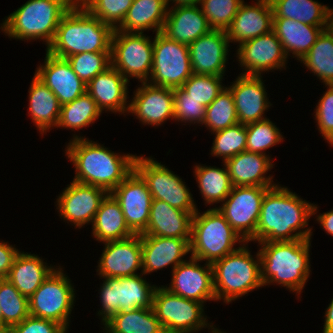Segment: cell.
<instances>
[{
    "label": "cell",
    "instance_id": "6da1fadb",
    "mask_svg": "<svg viewBox=\"0 0 333 333\" xmlns=\"http://www.w3.org/2000/svg\"><path fill=\"white\" fill-rule=\"evenodd\" d=\"M311 216L313 203L277 184L265 192L255 237L251 242L311 239Z\"/></svg>",
    "mask_w": 333,
    "mask_h": 333
},
{
    "label": "cell",
    "instance_id": "7a4b0ae2",
    "mask_svg": "<svg viewBox=\"0 0 333 333\" xmlns=\"http://www.w3.org/2000/svg\"><path fill=\"white\" fill-rule=\"evenodd\" d=\"M65 156L75 167L73 181L111 193L133 170L135 154L116 153L97 141L73 134Z\"/></svg>",
    "mask_w": 333,
    "mask_h": 333
},
{
    "label": "cell",
    "instance_id": "3957f363",
    "mask_svg": "<svg viewBox=\"0 0 333 333\" xmlns=\"http://www.w3.org/2000/svg\"><path fill=\"white\" fill-rule=\"evenodd\" d=\"M258 246L264 286L277 284L301 299L300 294L312 272L309 254L311 239L259 242Z\"/></svg>",
    "mask_w": 333,
    "mask_h": 333
},
{
    "label": "cell",
    "instance_id": "277c9868",
    "mask_svg": "<svg viewBox=\"0 0 333 333\" xmlns=\"http://www.w3.org/2000/svg\"><path fill=\"white\" fill-rule=\"evenodd\" d=\"M113 31L110 25L76 1L62 16L55 36L45 50L64 59L83 52H111Z\"/></svg>",
    "mask_w": 333,
    "mask_h": 333
},
{
    "label": "cell",
    "instance_id": "5b68a950",
    "mask_svg": "<svg viewBox=\"0 0 333 333\" xmlns=\"http://www.w3.org/2000/svg\"><path fill=\"white\" fill-rule=\"evenodd\" d=\"M77 0H28L5 17L1 31L10 40L52 42L62 16Z\"/></svg>",
    "mask_w": 333,
    "mask_h": 333
},
{
    "label": "cell",
    "instance_id": "8992f818",
    "mask_svg": "<svg viewBox=\"0 0 333 333\" xmlns=\"http://www.w3.org/2000/svg\"><path fill=\"white\" fill-rule=\"evenodd\" d=\"M249 249L246 242L235 252L211 264L216 301L229 304L264 287L259 251L253 256Z\"/></svg>",
    "mask_w": 333,
    "mask_h": 333
},
{
    "label": "cell",
    "instance_id": "52a82bcc",
    "mask_svg": "<svg viewBox=\"0 0 333 333\" xmlns=\"http://www.w3.org/2000/svg\"><path fill=\"white\" fill-rule=\"evenodd\" d=\"M197 210L191 224L190 256L213 263L246 243L231 227L217 206ZM238 247L236 248V245ZM235 246V247H234Z\"/></svg>",
    "mask_w": 333,
    "mask_h": 333
},
{
    "label": "cell",
    "instance_id": "ba28073f",
    "mask_svg": "<svg viewBox=\"0 0 333 333\" xmlns=\"http://www.w3.org/2000/svg\"><path fill=\"white\" fill-rule=\"evenodd\" d=\"M204 306L171 293L163 285L157 286L153 293L152 308L165 333H198L203 328L211 329L210 333H225L208 322Z\"/></svg>",
    "mask_w": 333,
    "mask_h": 333
},
{
    "label": "cell",
    "instance_id": "9c48e42d",
    "mask_svg": "<svg viewBox=\"0 0 333 333\" xmlns=\"http://www.w3.org/2000/svg\"><path fill=\"white\" fill-rule=\"evenodd\" d=\"M102 279L103 283L98 290L101 308L97 312L98 317H101L102 326L118 312L152 308L153 293L157 285L149 283L143 273Z\"/></svg>",
    "mask_w": 333,
    "mask_h": 333
},
{
    "label": "cell",
    "instance_id": "30bf717a",
    "mask_svg": "<svg viewBox=\"0 0 333 333\" xmlns=\"http://www.w3.org/2000/svg\"><path fill=\"white\" fill-rule=\"evenodd\" d=\"M68 277L62 267L57 266L28 298L31 316L55 321L67 331L76 302V291Z\"/></svg>",
    "mask_w": 333,
    "mask_h": 333
},
{
    "label": "cell",
    "instance_id": "8fae6325",
    "mask_svg": "<svg viewBox=\"0 0 333 333\" xmlns=\"http://www.w3.org/2000/svg\"><path fill=\"white\" fill-rule=\"evenodd\" d=\"M134 170L145 181L152 199L166 202L170 206L186 212L198 210L186 182L152 156L136 155Z\"/></svg>",
    "mask_w": 333,
    "mask_h": 333
},
{
    "label": "cell",
    "instance_id": "7c38bea8",
    "mask_svg": "<svg viewBox=\"0 0 333 333\" xmlns=\"http://www.w3.org/2000/svg\"><path fill=\"white\" fill-rule=\"evenodd\" d=\"M146 34L114 29L111 65L128 81L148 82L153 66V40Z\"/></svg>",
    "mask_w": 333,
    "mask_h": 333
},
{
    "label": "cell",
    "instance_id": "4fadbf2b",
    "mask_svg": "<svg viewBox=\"0 0 333 333\" xmlns=\"http://www.w3.org/2000/svg\"><path fill=\"white\" fill-rule=\"evenodd\" d=\"M192 74L189 45L176 42L162 32L155 33L153 66L148 83L180 88Z\"/></svg>",
    "mask_w": 333,
    "mask_h": 333
},
{
    "label": "cell",
    "instance_id": "5bb4252c",
    "mask_svg": "<svg viewBox=\"0 0 333 333\" xmlns=\"http://www.w3.org/2000/svg\"><path fill=\"white\" fill-rule=\"evenodd\" d=\"M271 187L233 186L217 209L238 235L251 242L255 237L265 192Z\"/></svg>",
    "mask_w": 333,
    "mask_h": 333
},
{
    "label": "cell",
    "instance_id": "9a60e30c",
    "mask_svg": "<svg viewBox=\"0 0 333 333\" xmlns=\"http://www.w3.org/2000/svg\"><path fill=\"white\" fill-rule=\"evenodd\" d=\"M236 48L237 61L243 69L241 75L262 76L265 72L286 70L289 57L273 30L242 42Z\"/></svg>",
    "mask_w": 333,
    "mask_h": 333
},
{
    "label": "cell",
    "instance_id": "2e32d148",
    "mask_svg": "<svg viewBox=\"0 0 333 333\" xmlns=\"http://www.w3.org/2000/svg\"><path fill=\"white\" fill-rule=\"evenodd\" d=\"M57 196L56 209L64 222H70L74 228L92 225L96 212L108 192L97 186L87 185L71 180L70 184Z\"/></svg>",
    "mask_w": 333,
    "mask_h": 333
},
{
    "label": "cell",
    "instance_id": "e0dca14e",
    "mask_svg": "<svg viewBox=\"0 0 333 333\" xmlns=\"http://www.w3.org/2000/svg\"><path fill=\"white\" fill-rule=\"evenodd\" d=\"M201 262L189 256V260L171 270V283L164 287L171 293L204 305L207 301L216 302L212 265L207 262L201 265Z\"/></svg>",
    "mask_w": 333,
    "mask_h": 333
},
{
    "label": "cell",
    "instance_id": "ac0fdd59",
    "mask_svg": "<svg viewBox=\"0 0 333 333\" xmlns=\"http://www.w3.org/2000/svg\"><path fill=\"white\" fill-rule=\"evenodd\" d=\"M133 92L128 114L136 116L143 125L161 126L174 120V89L141 82Z\"/></svg>",
    "mask_w": 333,
    "mask_h": 333
},
{
    "label": "cell",
    "instance_id": "d6986e66",
    "mask_svg": "<svg viewBox=\"0 0 333 333\" xmlns=\"http://www.w3.org/2000/svg\"><path fill=\"white\" fill-rule=\"evenodd\" d=\"M98 260L97 275L102 278L128 277L142 273L141 235L105 242ZM140 271L137 272V271Z\"/></svg>",
    "mask_w": 333,
    "mask_h": 333
},
{
    "label": "cell",
    "instance_id": "ffe728a7",
    "mask_svg": "<svg viewBox=\"0 0 333 333\" xmlns=\"http://www.w3.org/2000/svg\"><path fill=\"white\" fill-rule=\"evenodd\" d=\"M130 230L142 234L148 225L152 196L142 177L133 170L112 192Z\"/></svg>",
    "mask_w": 333,
    "mask_h": 333
},
{
    "label": "cell",
    "instance_id": "44dd1931",
    "mask_svg": "<svg viewBox=\"0 0 333 333\" xmlns=\"http://www.w3.org/2000/svg\"><path fill=\"white\" fill-rule=\"evenodd\" d=\"M226 31L212 29L189 45L194 74L225 76L230 51Z\"/></svg>",
    "mask_w": 333,
    "mask_h": 333
},
{
    "label": "cell",
    "instance_id": "7402d4cb",
    "mask_svg": "<svg viewBox=\"0 0 333 333\" xmlns=\"http://www.w3.org/2000/svg\"><path fill=\"white\" fill-rule=\"evenodd\" d=\"M262 76L241 75L227 86L233 94L239 123L249 124L267 119L265 112L272 107Z\"/></svg>",
    "mask_w": 333,
    "mask_h": 333
},
{
    "label": "cell",
    "instance_id": "603a6c76",
    "mask_svg": "<svg viewBox=\"0 0 333 333\" xmlns=\"http://www.w3.org/2000/svg\"><path fill=\"white\" fill-rule=\"evenodd\" d=\"M34 75L57 96L61 105L72 102L86 93L87 85L73 72L67 59L48 52L44 63L38 64Z\"/></svg>",
    "mask_w": 333,
    "mask_h": 333
},
{
    "label": "cell",
    "instance_id": "cb8c5ba5",
    "mask_svg": "<svg viewBox=\"0 0 333 333\" xmlns=\"http://www.w3.org/2000/svg\"><path fill=\"white\" fill-rule=\"evenodd\" d=\"M129 82L112 65L104 72L97 74L86 87V92L96 102L98 108L105 112L128 114Z\"/></svg>",
    "mask_w": 333,
    "mask_h": 333
},
{
    "label": "cell",
    "instance_id": "d4e9b609",
    "mask_svg": "<svg viewBox=\"0 0 333 333\" xmlns=\"http://www.w3.org/2000/svg\"><path fill=\"white\" fill-rule=\"evenodd\" d=\"M142 273L146 276L170 265L173 270L190 254V239L141 235ZM185 258V259H184Z\"/></svg>",
    "mask_w": 333,
    "mask_h": 333
},
{
    "label": "cell",
    "instance_id": "484cf974",
    "mask_svg": "<svg viewBox=\"0 0 333 333\" xmlns=\"http://www.w3.org/2000/svg\"><path fill=\"white\" fill-rule=\"evenodd\" d=\"M241 4L230 27L226 30L230 43L241 44L273 30V11L270 0H254Z\"/></svg>",
    "mask_w": 333,
    "mask_h": 333
},
{
    "label": "cell",
    "instance_id": "4316f807",
    "mask_svg": "<svg viewBox=\"0 0 333 333\" xmlns=\"http://www.w3.org/2000/svg\"><path fill=\"white\" fill-rule=\"evenodd\" d=\"M211 30L198 4L169 7L162 33L176 42L190 45Z\"/></svg>",
    "mask_w": 333,
    "mask_h": 333
},
{
    "label": "cell",
    "instance_id": "83f0119b",
    "mask_svg": "<svg viewBox=\"0 0 333 333\" xmlns=\"http://www.w3.org/2000/svg\"><path fill=\"white\" fill-rule=\"evenodd\" d=\"M224 163L233 186L273 187L278 184L272 175H266L275 165L268 155L245 150Z\"/></svg>",
    "mask_w": 333,
    "mask_h": 333
},
{
    "label": "cell",
    "instance_id": "f1b7e54d",
    "mask_svg": "<svg viewBox=\"0 0 333 333\" xmlns=\"http://www.w3.org/2000/svg\"><path fill=\"white\" fill-rule=\"evenodd\" d=\"M195 213L182 211L166 202L152 199L148 225L140 235L190 239L192 218Z\"/></svg>",
    "mask_w": 333,
    "mask_h": 333
},
{
    "label": "cell",
    "instance_id": "f546056e",
    "mask_svg": "<svg viewBox=\"0 0 333 333\" xmlns=\"http://www.w3.org/2000/svg\"><path fill=\"white\" fill-rule=\"evenodd\" d=\"M56 267L37 254L19 251L6 278L29 298Z\"/></svg>",
    "mask_w": 333,
    "mask_h": 333
},
{
    "label": "cell",
    "instance_id": "4dcf8cb0",
    "mask_svg": "<svg viewBox=\"0 0 333 333\" xmlns=\"http://www.w3.org/2000/svg\"><path fill=\"white\" fill-rule=\"evenodd\" d=\"M327 28L287 18H273V31L283 45L287 57L296 58V61L309 52L317 37Z\"/></svg>",
    "mask_w": 333,
    "mask_h": 333
},
{
    "label": "cell",
    "instance_id": "1f68e13d",
    "mask_svg": "<svg viewBox=\"0 0 333 333\" xmlns=\"http://www.w3.org/2000/svg\"><path fill=\"white\" fill-rule=\"evenodd\" d=\"M28 115L41 136L56 128L61 104L57 96L35 75L28 89Z\"/></svg>",
    "mask_w": 333,
    "mask_h": 333
},
{
    "label": "cell",
    "instance_id": "d6a6232c",
    "mask_svg": "<svg viewBox=\"0 0 333 333\" xmlns=\"http://www.w3.org/2000/svg\"><path fill=\"white\" fill-rule=\"evenodd\" d=\"M92 237L99 243L122 240L134 235L125 221L119 202L108 193L92 223Z\"/></svg>",
    "mask_w": 333,
    "mask_h": 333
},
{
    "label": "cell",
    "instance_id": "836d02e7",
    "mask_svg": "<svg viewBox=\"0 0 333 333\" xmlns=\"http://www.w3.org/2000/svg\"><path fill=\"white\" fill-rule=\"evenodd\" d=\"M166 0H133L123 22L116 28L123 32H162L167 16Z\"/></svg>",
    "mask_w": 333,
    "mask_h": 333
},
{
    "label": "cell",
    "instance_id": "e575fe53",
    "mask_svg": "<svg viewBox=\"0 0 333 333\" xmlns=\"http://www.w3.org/2000/svg\"><path fill=\"white\" fill-rule=\"evenodd\" d=\"M273 18H287L312 26L328 27L330 7L315 0H270Z\"/></svg>",
    "mask_w": 333,
    "mask_h": 333
},
{
    "label": "cell",
    "instance_id": "d590c367",
    "mask_svg": "<svg viewBox=\"0 0 333 333\" xmlns=\"http://www.w3.org/2000/svg\"><path fill=\"white\" fill-rule=\"evenodd\" d=\"M103 325L104 333H165L153 308L118 312Z\"/></svg>",
    "mask_w": 333,
    "mask_h": 333
},
{
    "label": "cell",
    "instance_id": "8d00e7d4",
    "mask_svg": "<svg viewBox=\"0 0 333 333\" xmlns=\"http://www.w3.org/2000/svg\"><path fill=\"white\" fill-rule=\"evenodd\" d=\"M223 168L196 164L194 177L205 206L221 203L229 195L233 187L227 167L224 162Z\"/></svg>",
    "mask_w": 333,
    "mask_h": 333
},
{
    "label": "cell",
    "instance_id": "74e56055",
    "mask_svg": "<svg viewBox=\"0 0 333 333\" xmlns=\"http://www.w3.org/2000/svg\"><path fill=\"white\" fill-rule=\"evenodd\" d=\"M298 62L322 80L321 83L333 85V33L328 28L323 30L309 52Z\"/></svg>",
    "mask_w": 333,
    "mask_h": 333
},
{
    "label": "cell",
    "instance_id": "f35d334b",
    "mask_svg": "<svg viewBox=\"0 0 333 333\" xmlns=\"http://www.w3.org/2000/svg\"><path fill=\"white\" fill-rule=\"evenodd\" d=\"M102 115L96 102L86 92L72 102L61 105L60 117L56 128L79 131L94 124Z\"/></svg>",
    "mask_w": 333,
    "mask_h": 333
},
{
    "label": "cell",
    "instance_id": "ab89813d",
    "mask_svg": "<svg viewBox=\"0 0 333 333\" xmlns=\"http://www.w3.org/2000/svg\"><path fill=\"white\" fill-rule=\"evenodd\" d=\"M239 123L237 118L234 97L226 86L206 107L203 124L213 134Z\"/></svg>",
    "mask_w": 333,
    "mask_h": 333
},
{
    "label": "cell",
    "instance_id": "60d3db41",
    "mask_svg": "<svg viewBox=\"0 0 333 333\" xmlns=\"http://www.w3.org/2000/svg\"><path fill=\"white\" fill-rule=\"evenodd\" d=\"M0 306L3 315V325L21 323L30 315L29 299L7 279H0Z\"/></svg>",
    "mask_w": 333,
    "mask_h": 333
},
{
    "label": "cell",
    "instance_id": "b9f144b4",
    "mask_svg": "<svg viewBox=\"0 0 333 333\" xmlns=\"http://www.w3.org/2000/svg\"><path fill=\"white\" fill-rule=\"evenodd\" d=\"M212 135L215 136L210 154L213 157H220L222 162L246 150L247 133L245 124L237 123Z\"/></svg>",
    "mask_w": 333,
    "mask_h": 333
},
{
    "label": "cell",
    "instance_id": "7bdbcfd3",
    "mask_svg": "<svg viewBox=\"0 0 333 333\" xmlns=\"http://www.w3.org/2000/svg\"><path fill=\"white\" fill-rule=\"evenodd\" d=\"M246 150L249 152L266 154L269 148L284 141L280 129L269 118L246 124Z\"/></svg>",
    "mask_w": 333,
    "mask_h": 333
},
{
    "label": "cell",
    "instance_id": "ee69618b",
    "mask_svg": "<svg viewBox=\"0 0 333 333\" xmlns=\"http://www.w3.org/2000/svg\"><path fill=\"white\" fill-rule=\"evenodd\" d=\"M73 72L87 85L111 66V52H83L66 58Z\"/></svg>",
    "mask_w": 333,
    "mask_h": 333
},
{
    "label": "cell",
    "instance_id": "f6af8a7d",
    "mask_svg": "<svg viewBox=\"0 0 333 333\" xmlns=\"http://www.w3.org/2000/svg\"><path fill=\"white\" fill-rule=\"evenodd\" d=\"M225 77L203 74H192L182 85L187 97L194 98L203 106H209L225 88L222 83Z\"/></svg>",
    "mask_w": 333,
    "mask_h": 333
},
{
    "label": "cell",
    "instance_id": "bcb514c9",
    "mask_svg": "<svg viewBox=\"0 0 333 333\" xmlns=\"http://www.w3.org/2000/svg\"><path fill=\"white\" fill-rule=\"evenodd\" d=\"M90 14L116 29L124 20L133 0H77Z\"/></svg>",
    "mask_w": 333,
    "mask_h": 333
},
{
    "label": "cell",
    "instance_id": "7dc6e473",
    "mask_svg": "<svg viewBox=\"0 0 333 333\" xmlns=\"http://www.w3.org/2000/svg\"><path fill=\"white\" fill-rule=\"evenodd\" d=\"M244 0H201L199 6L214 30L226 31Z\"/></svg>",
    "mask_w": 333,
    "mask_h": 333
},
{
    "label": "cell",
    "instance_id": "c3c4849f",
    "mask_svg": "<svg viewBox=\"0 0 333 333\" xmlns=\"http://www.w3.org/2000/svg\"><path fill=\"white\" fill-rule=\"evenodd\" d=\"M206 107L194 98L187 97V92L182 88L174 89V121L190 123V126H202L205 118Z\"/></svg>",
    "mask_w": 333,
    "mask_h": 333
},
{
    "label": "cell",
    "instance_id": "681fc988",
    "mask_svg": "<svg viewBox=\"0 0 333 333\" xmlns=\"http://www.w3.org/2000/svg\"><path fill=\"white\" fill-rule=\"evenodd\" d=\"M327 90L316 104L315 122L321 136L333 147V85H324Z\"/></svg>",
    "mask_w": 333,
    "mask_h": 333
},
{
    "label": "cell",
    "instance_id": "f907efd6",
    "mask_svg": "<svg viewBox=\"0 0 333 333\" xmlns=\"http://www.w3.org/2000/svg\"><path fill=\"white\" fill-rule=\"evenodd\" d=\"M14 333H68L59 323L29 315L21 323L13 325Z\"/></svg>",
    "mask_w": 333,
    "mask_h": 333
},
{
    "label": "cell",
    "instance_id": "816d5d0a",
    "mask_svg": "<svg viewBox=\"0 0 333 333\" xmlns=\"http://www.w3.org/2000/svg\"><path fill=\"white\" fill-rule=\"evenodd\" d=\"M16 246L0 240V279L6 278L12 267L13 261L20 251Z\"/></svg>",
    "mask_w": 333,
    "mask_h": 333
},
{
    "label": "cell",
    "instance_id": "f5cc1de1",
    "mask_svg": "<svg viewBox=\"0 0 333 333\" xmlns=\"http://www.w3.org/2000/svg\"><path fill=\"white\" fill-rule=\"evenodd\" d=\"M318 209V205L313 204V216L316 215L315 221L320 224L326 234L333 236V209L317 215Z\"/></svg>",
    "mask_w": 333,
    "mask_h": 333
},
{
    "label": "cell",
    "instance_id": "db71d44e",
    "mask_svg": "<svg viewBox=\"0 0 333 333\" xmlns=\"http://www.w3.org/2000/svg\"><path fill=\"white\" fill-rule=\"evenodd\" d=\"M324 318L322 333H333V298L325 310Z\"/></svg>",
    "mask_w": 333,
    "mask_h": 333
},
{
    "label": "cell",
    "instance_id": "11a10c76",
    "mask_svg": "<svg viewBox=\"0 0 333 333\" xmlns=\"http://www.w3.org/2000/svg\"><path fill=\"white\" fill-rule=\"evenodd\" d=\"M201 0H166L167 7L173 6L198 5Z\"/></svg>",
    "mask_w": 333,
    "mask_h": 333
},
{
    "label": "cell",
    "instance_id": "9f6ffc18",
    "mask_svg": "<svg viewBox=\"0 0 333 333\" xmlns=\"http://www.w3.org/2000/svg\"><path fill=\"white\" fill-rule=\"evenodd\" d=\"M0 333H14L13 326H11V325H0Z\"/></svg>",
    "mask_w": 333,
    "mask_h": 333
},
{
    "label": "cell",
    "instance_id": "6f0895ef",
    "mask_svg": "<svg viewBox=\"0 0 333 333\" xmlns=\"http://www.w3.org/2000/svg\"><path fill=\"white\" fill-rule=\"evenodd\" d=\"M328 29L333 33V8L330 9Z\"/></svg>",
    "mask_w": 333,
    "mask_h": 333
},
{
    "label": "cell",
    "instance_id": "680465c9",
    "mask_svg": "<svg viewBox=\"0 0 333 333\" xmlns=\"http://www.w3.org/2000/svg\"><path fill=\"white\" fill-rule=\"evenodd\" d=\"M0 325H3V315H2L1 306H0Z\"/></svg>",
    "mask_w": 333,
    "mask_h": 333
}]
</instances>
